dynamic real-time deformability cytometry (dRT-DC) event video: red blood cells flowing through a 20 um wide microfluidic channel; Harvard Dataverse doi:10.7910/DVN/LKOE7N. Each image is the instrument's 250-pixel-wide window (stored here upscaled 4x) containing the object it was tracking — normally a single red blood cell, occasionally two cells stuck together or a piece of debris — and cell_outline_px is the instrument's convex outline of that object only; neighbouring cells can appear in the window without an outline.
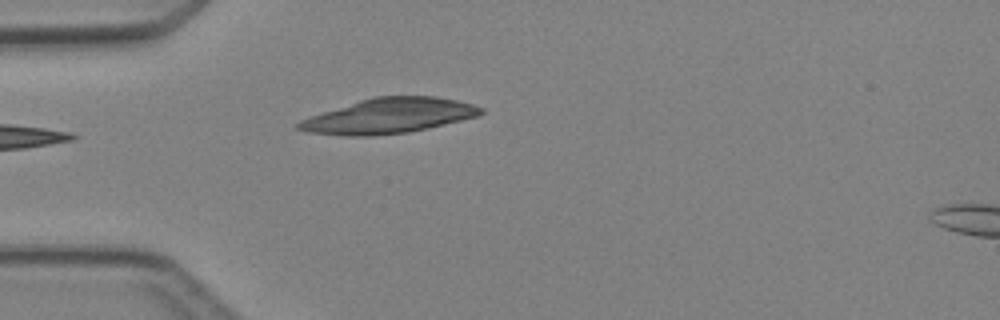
{"species": "Egyptian fruit bat (a non-hibernating species)", "species_latin": "Rousettus aegyptiacus", "temperature_condition": "cold", "stored_images_in_passage": 2, "camera_frame_rate_fps": 3000, "um_per_image_px": 0.085, "animal": {"sex": "female"}, "frame": {"image": 1, "passage_image": 2, "time_ms": 1.0, "image_size_px": [1000, 320], "cell_outline_px": [[484, 112], [480, 116], [428, 128], [408, 132], [372, 136], [348, 136], [308, 132], [296, 128], [296, 124], [300, 120], [372, 96], [436, 96], [456, 100], [472, 104], [484, 108]], "centroid_in_image_um": [33.1, 9.85], "position_along_channel_um": 51.9, "area_um2": 37.11}}